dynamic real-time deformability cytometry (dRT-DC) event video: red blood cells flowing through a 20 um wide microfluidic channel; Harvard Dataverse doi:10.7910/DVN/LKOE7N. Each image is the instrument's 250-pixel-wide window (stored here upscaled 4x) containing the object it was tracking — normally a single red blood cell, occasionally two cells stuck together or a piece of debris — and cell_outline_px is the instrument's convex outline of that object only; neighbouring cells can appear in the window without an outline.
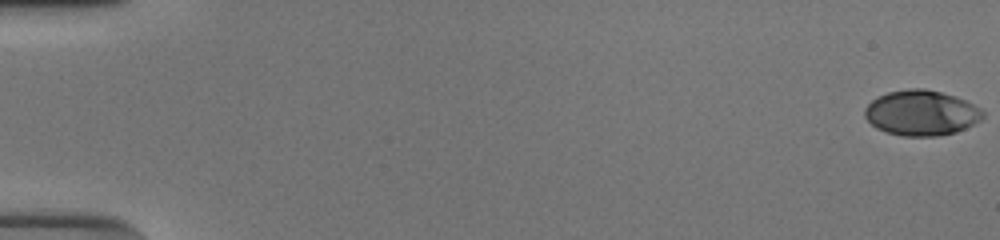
{"species": "human", "species_latin": "Homo sapiens", "temperature_condition": "cold", "stored_images_in_passage": 54, "camera_frame_rate_fps": 3000, "um_per_image_px": 0.085, "donor": {"sex": "male"}, "frame": {"image": 1, "passage_image": 1, "time_ms": 0.0, "image_size_px": [1000, 240], "cell_outline_px": [[984, 116], [980, 120], [956, 132], [936, 136], [900, 136], [876, 128], [864, 116], [864, 108], [876, 96], [888, 92], [908, 88], [924, 88], [940, 92], [964, 100], [980, 108], [984, 112]], "centroid_in_image_um": [78.27, 9.59], "position_along_channel_um": 6.7, "area_um2": 31.04}}
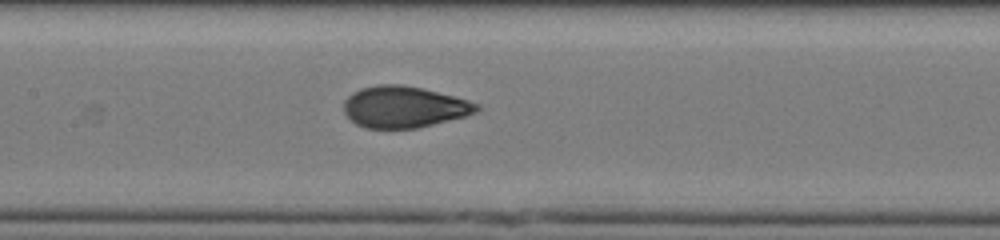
{"frame": {"image": 2, "passage_image": 28, "time_ms": 9.0, "image_size_px": [1000, 240], "cell_outline_px": [[480, 108], [476, 112], [464, 116], [416, 128], [364, 128], [356, 124], [344, 112], [344, 100], [352, 92], [360, 88], [376, 84], [400, 84], [424, 88], [468, 100], [480, 104]], "centroid_in_image_um": [34.32, 9.07], "position_along_channel_um": 173.1, "area_um2": 32.08}}
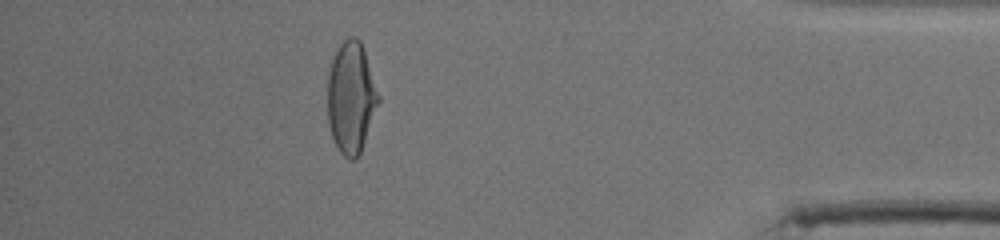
{"frame": {"image": 3, "passage_image": 49, "time_ms": 16.0, "image_size_px": [1000, 240], "cell_outline_px": [[380, 100], [360, 152], [356, 160], [348, 160], [336, 148], [328, 124], [328, 72], [332, 56], [340, 44], [348, 36], [356, 36], [360, 40], [364, 48], [380, 96]], "centroid_in_image_um": [29.83, 8.27], "position_along_channel_um": 405.4, "area_um2": 33.35}, "authors_computed_cell_mechanics": {"area_um2": 31.6455, "velocity_mm_per_s": 3.8752, "shape_relaxation_time_tau1_ms": 5.6133, "shape_relaxation_time_tau2_ms": null, "deformation_change_tau1": 0.2209, "deformation_change_tau2": null}}